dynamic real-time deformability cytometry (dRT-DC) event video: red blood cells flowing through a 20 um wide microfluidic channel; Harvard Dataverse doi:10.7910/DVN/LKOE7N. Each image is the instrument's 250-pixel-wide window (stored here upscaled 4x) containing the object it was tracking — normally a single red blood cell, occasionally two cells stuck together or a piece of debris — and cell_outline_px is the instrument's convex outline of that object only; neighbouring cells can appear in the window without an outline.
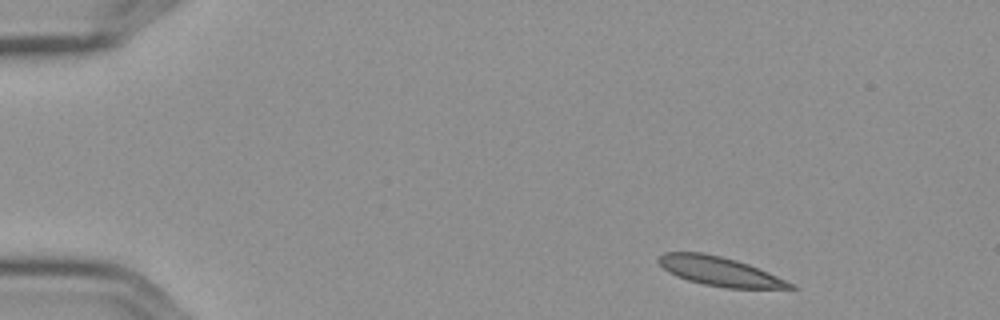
{"species": "Egyptian fruit bat (a non-hibernating species)", "species_latin": "Rousettus aegyptiacus", "temperature_condition": "cold", "stored_images_in_passage": 5, "camera_frame_rate_fps": 3000, "um_per_image_px": 0.085, "frame": {"image": 1, "passage_image": 1, "time_ms": 0.0, "image_size_px": [1000, 320], "cell_outline_px": [[800, 288], [724, 288], [704, 284], [688, 280], [676, 276], [668, 272], [656, 260], [664, 252], [704, 252], [736, 260], [748, 264], [796, 284]], "centroid_in_image_um": [61.17, 23.06], "position_along_channel_um": 23.8, "area_um2": 22.25}}
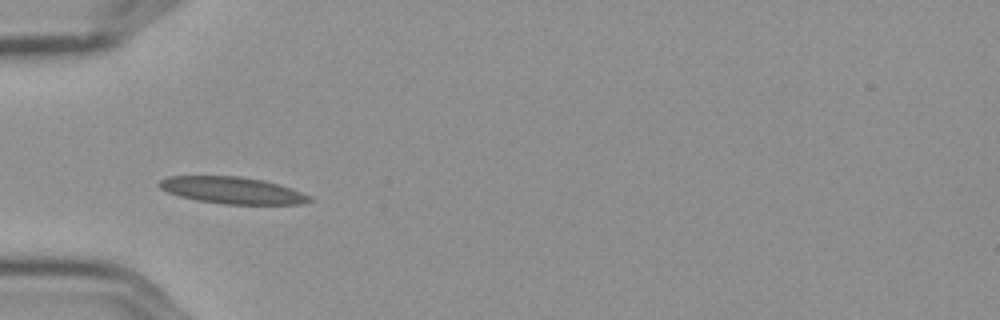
{"frame": {"image": 2, "passage_image": 4, "time_ms": 1.0, "image_size_px": [1000, 320], "cell_outline_px": [[312, 200], [300, 204], [224, 204], [196, 200], [180, 196], [168, 192], [160, 188], [156, 184], [160, 180], [168, 176], [240, 176], [264, 180], [280, 184], [292, 188], [308, 196]], "centroid_in_image_um": [19.71, 16.17], "position_along_channel_um": 65.3, "area_um2": 23.41}}
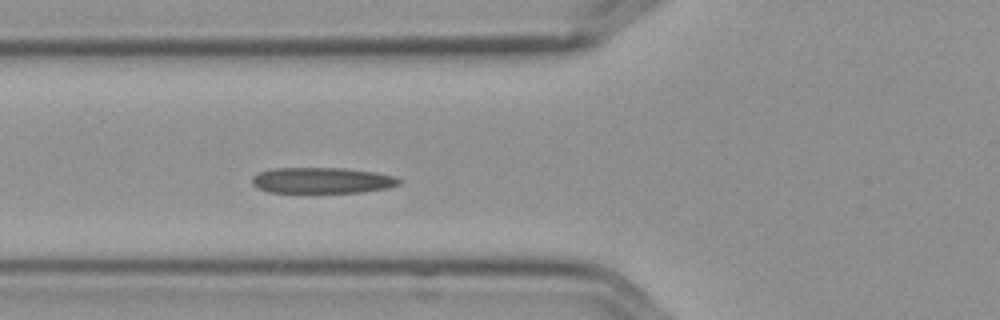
{"frame": {"image": 3, "passage_image": 5, "time_ms": 1.333, "image_size_px": [1000, 320], "cell_outline_px": [[404, 180], [400, 184], [388, 188], [364, 192], [268, 192], [256, 188], [252, 184], [252, 176], [260, 172], [276, 168], [348, 168], [376, 172], [396, 176]], "centroid_in_image_um": [27.43, 15.33], "position_along_channel_um": 98.4, "area_um2": 22.43}}